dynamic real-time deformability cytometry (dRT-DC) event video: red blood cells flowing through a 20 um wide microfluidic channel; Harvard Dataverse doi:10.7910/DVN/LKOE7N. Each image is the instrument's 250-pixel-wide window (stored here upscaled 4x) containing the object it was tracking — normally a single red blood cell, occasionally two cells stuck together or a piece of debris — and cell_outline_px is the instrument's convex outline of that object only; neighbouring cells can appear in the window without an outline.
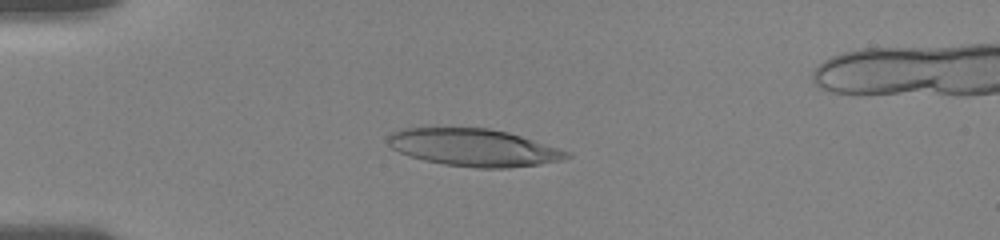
{"species": "human", "species_latin": "Homo sapiens", "temperature_condition": "room temperature", "stored_images_in_passage": 17, "camera_frame_rate_fps": 3000, "um_per_image_px": 0.085, "donor": {"sex": "female"}, "frame": {"image": 1, "passage_image": 5, "time_ms": 4.0, "image_size_px": [1000, 240], "cell_outline_px": [[572, 156], [560, 160], [540, 164], [508, 168], [476, 168], [444, 164], [424, 160], [400, 152], [392, 148], [388, 144], [388, 136], [392, 132], [400, 128], [488, 128], [508, 132], [560, 148], [572, 152]], "centroid_in_image_um": [40.29, 12.54], "position_along_channel_um": 44.7, "area_um2": 38.9}}
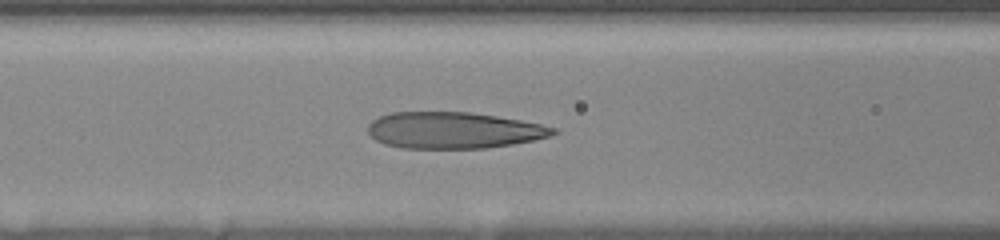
{"frame": {"image": 2, "passage_image": 10, "time_ms": 7.0, "image_size_px": [1000, 240], "cell_outline_px": [[560, 132], [552, 136], [512, 144], [488, 148], [400, 148], [384, 144], [376, 140], [368, 132], [368, 124], [372, 120], [380, 116], [392, 112], [468, 112], [496, 116], [520, 120], [560, 128]], "centroid_in_image_um": [38.58, 11.07], "position_along_channel_um": 128.0, "area_um2": 39.48}}
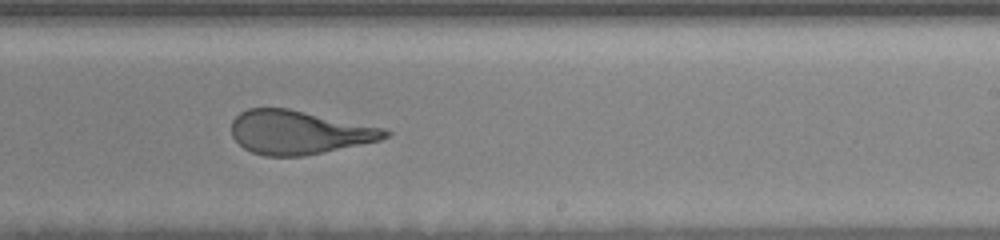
{"frame": {"image": 3, "passage_image": 16, "time_ms": 10.667, "image_size_px": [1000, 240], "cell_outline_px": [[392, 132], [388, 136], [380, 140], [304, 156], [264, 156], [252, 152], [244, 148], [232, 136], [232, 120], [240, 112], [248, 108], [288, 108], [384, 128]], "centroid_in_image_um": [25.38, 11.24], "position_along_channel_um": 263.6, "area_um2": 38.9}}